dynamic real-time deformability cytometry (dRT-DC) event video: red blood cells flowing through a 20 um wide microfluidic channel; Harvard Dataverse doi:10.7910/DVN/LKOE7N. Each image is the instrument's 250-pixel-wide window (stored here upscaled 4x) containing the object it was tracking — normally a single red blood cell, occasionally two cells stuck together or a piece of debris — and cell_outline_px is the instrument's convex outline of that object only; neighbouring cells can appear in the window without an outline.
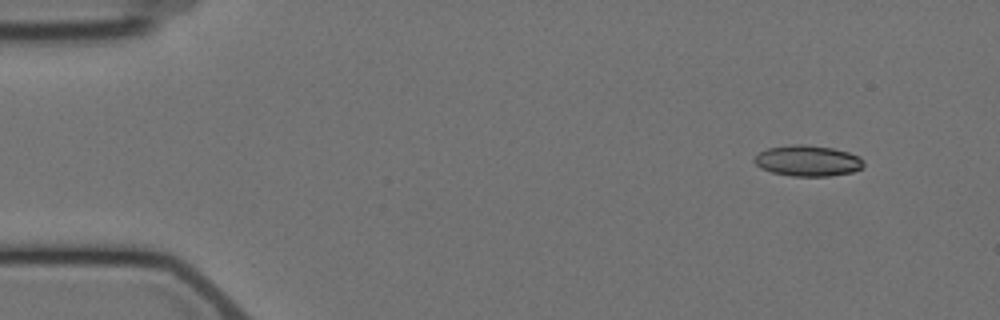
{"species": "Egyptian fruit bat (a non-hibernating species)", "species_latin": "Rousettus aegyptiacus", "temperature_condition": "cold", "stored_images_in_passage": 3, "camera_frame_rate_fps": 3000, "um_per_image_px": 0.085, "animal": {"sex": "female"}, "frame": {"image": 1, "passage_image": 1, "time_ms": 0.0, "image_size_px": [1000, 320], "cell_outline_px": [[864, 164], [860, 168], [852, 172], [828, 176], [792, 176], [772, 172], [760, 168], [752, 160], [760, 152], [768, 148], [792, 144], [804, 144], [832, 148], [848, 152], [860, 156], [864, 160]], "centroid_in_image_um": [68.65, 13.66], "position_along_channel_um": 16.3, "area_um2": 19.65}}